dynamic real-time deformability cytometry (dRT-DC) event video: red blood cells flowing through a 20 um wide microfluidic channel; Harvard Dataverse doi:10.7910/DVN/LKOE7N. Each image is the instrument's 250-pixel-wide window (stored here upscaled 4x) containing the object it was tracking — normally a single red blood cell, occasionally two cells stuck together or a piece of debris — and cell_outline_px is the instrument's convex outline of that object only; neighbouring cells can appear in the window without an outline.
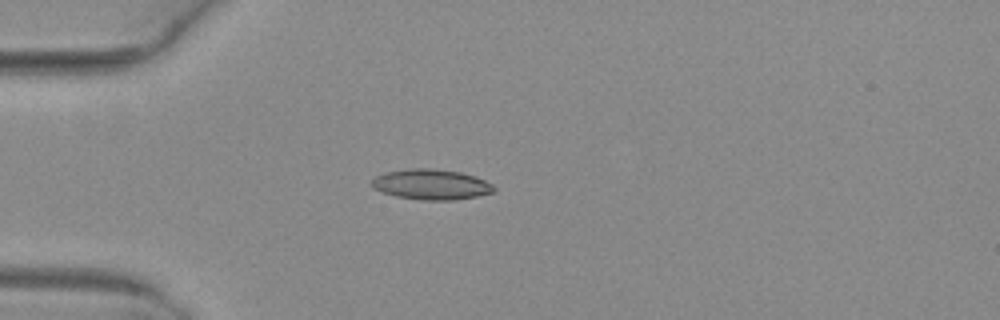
{"species": "common noctule bat (a hibernating species)", "species_latin": "Nyctalus noctula", "temperature_condition": "warm", "stored_images_in_passage": 5, "camera_frame_rate_fps": 3000, "um_per_image_px": 0.085, "animal": {"sex": "female", "body_mass_g": 29.2, "forearm_length_mm": 56.3}, "frame": {"image": 1, "passage_image": 4, "time_ms": 1.0, "image_size_px": [1000, 320], "cell_outline_px": [[496, 192], [476, 196], [452, 200], [420, 200], [396, 196], [372, 188], [372, 180], [376, 176], [384, 172], [408, 168], [432, 168], [460, 172], [476, 176], [492, 184], [496, 188]], "centroid_in_image_um": [36.67, 15.67], "position_along_channel_um": 48.3, "area_um2": 21.73}}